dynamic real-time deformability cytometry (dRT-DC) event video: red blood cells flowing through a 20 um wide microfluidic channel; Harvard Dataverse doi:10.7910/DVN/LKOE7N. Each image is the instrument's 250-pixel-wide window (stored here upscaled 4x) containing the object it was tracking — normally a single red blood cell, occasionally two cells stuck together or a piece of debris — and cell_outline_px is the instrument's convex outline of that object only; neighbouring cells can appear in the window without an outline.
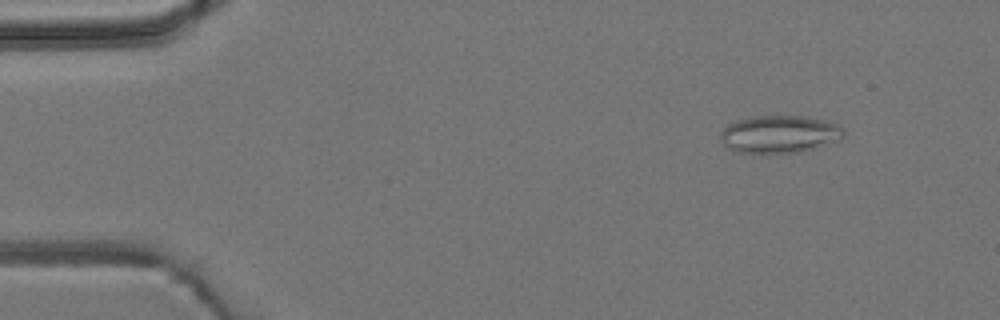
{"species": "common noctule bat (a hibernating species)", "species_latin": "Nyctalus noctula", "temperature_condition": "room temperature", "stored_images_in_passage": 6, "camera_frame_rate_fps": 3000, "um_per_image_px": 0.085, "animal": {"sex": "male", "body_mass_g": 19.2, "forearm_length_mm": 51.8}, "frame": {"image": 1, "passage_image": 2, "time_ms": 1.0, "image_size_px": [1000, 320], "cell_outline_px": [[844, 136], [840, 140], [800, 152], [736, 152], [728, 148], [720, 140], [720, 132], [728, 124], [736, 120], [752, 116], [808, 116], [836, 124], [844, 132]], "centroid_in_image_um": [66.22, 11.39], "position_along_channel_um": 18.8, "area_um2": 26.76}}